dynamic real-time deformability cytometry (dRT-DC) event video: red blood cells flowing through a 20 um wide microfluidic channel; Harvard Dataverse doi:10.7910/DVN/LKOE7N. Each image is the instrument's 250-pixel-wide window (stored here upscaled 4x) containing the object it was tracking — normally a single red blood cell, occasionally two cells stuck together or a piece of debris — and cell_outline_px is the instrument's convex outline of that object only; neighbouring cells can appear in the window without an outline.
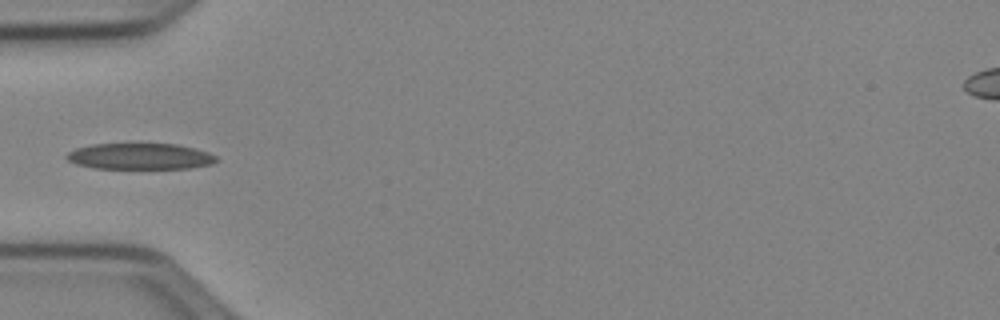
{"species": "Egyptian fruit bat (a non-hibernating species)", "species_latin": "Rousettus aegyptiacus", "temperature_condition": "cold", "stored_images_in_passage": 35, "camera_frame_rate_fps": 3000, "um_per_image_px": 0.085, "animal": {"sex": "female"}, "frame": {"image": 1, "passage_image": 1, "time_ms": 0.0, "image_size_px": [1000, 320], "cell_outline_px": [[220, 160], [212, 164], [188, 168], [96, 168], [76, 164], [68, 160], [64, 156], [68, 152], [76, 148], [92, 144], [176, 144], [196, 148], [208, 152], [216, 156]], "centroid_in_image_um": [11.92, 13.28], "position_along_channel_um": 73.1, "area_um2": 22.77}}
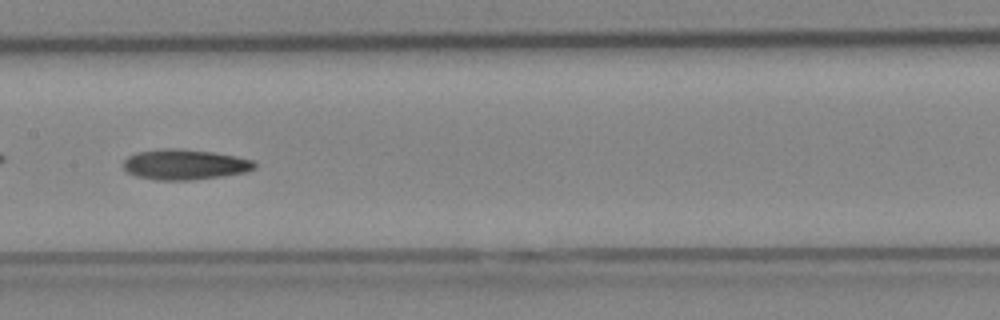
{"frame": {"image": 2, "passage_image": 10, "time_ms": 3.0, "image_size_px": [1000, 320], "cell_outline_px": [[256, 168], [248, 172], [224, 176], [192, 180], [156, 180], [136, 176], [128, 172], [124, 168], [124, 160], [128, 156], [136, 152], [164, 148], [176, 148], [212, 152], [236, 156], [256, 160]], "centroid_in_image_um": [15.75, 13.98], "position_along_channel_um": 191.7, "area_um2": 23.47}}
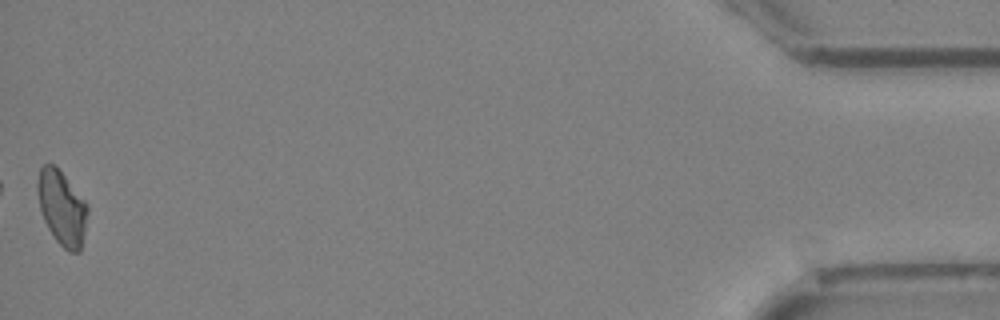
{"frame": {"image": 3, "passage_image": 35, "time_ms": 11.333, "image_size_px": [1000, 320], "cell_outline_px": [[88, 212], [80, 252], [68, 252], [56, 240], [48, 228], [44, 220], [40, 208], [36, 188], [36, 184], [40, 168], [44, 164], [52, 164], [64, 176], [84, 200], [88, 208]], "centroid_in_image_um": [5.24, 17.69], "position_along_channel_um": 430.0, "area_um2": 21.33}}